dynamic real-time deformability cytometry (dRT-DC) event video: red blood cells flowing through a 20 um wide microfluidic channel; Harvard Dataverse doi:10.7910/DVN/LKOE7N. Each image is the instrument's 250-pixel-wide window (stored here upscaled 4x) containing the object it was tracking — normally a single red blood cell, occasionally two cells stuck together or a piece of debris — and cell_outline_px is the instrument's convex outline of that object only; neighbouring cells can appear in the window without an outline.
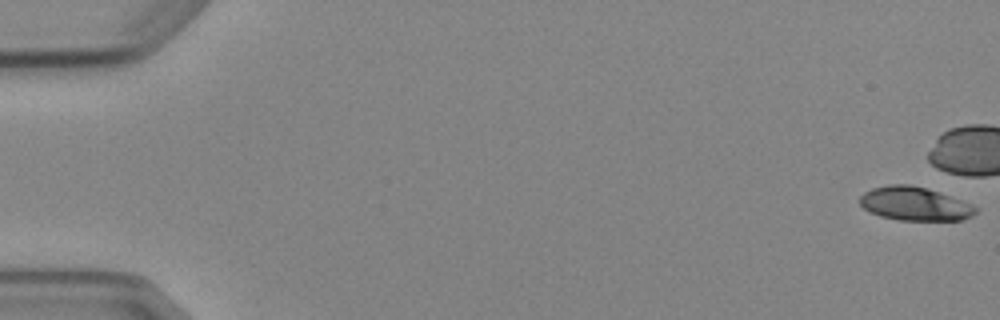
{"species": "Egyptian fruit bat (a non-hibernating species)", "species_latin": "Rousettus aegyptiacus", "temperature_condition": "cold", "stored_images_in_passage": 9, "camera_frame_rate_fps": 3000, "um_per_image_px": 0.085, "animal": {"sex": "female"}, "frame": {"image": 1, "passage_image": 1, "time_ms": 0.0, "image_size_px": [1000, 320], "cell_outline_px": [[980, 208], [972, 216], [960, 220], [900, 220], [880, 216], [864, 208], [860, 204], [860, 196], [864, 192], [872, 188], [888, 184], [912, 184], [960, 200]], "centroid_in_image_um": [77.73, 17.32], "position_along_channel_um": 7.3, "area_um2": 22.43}}